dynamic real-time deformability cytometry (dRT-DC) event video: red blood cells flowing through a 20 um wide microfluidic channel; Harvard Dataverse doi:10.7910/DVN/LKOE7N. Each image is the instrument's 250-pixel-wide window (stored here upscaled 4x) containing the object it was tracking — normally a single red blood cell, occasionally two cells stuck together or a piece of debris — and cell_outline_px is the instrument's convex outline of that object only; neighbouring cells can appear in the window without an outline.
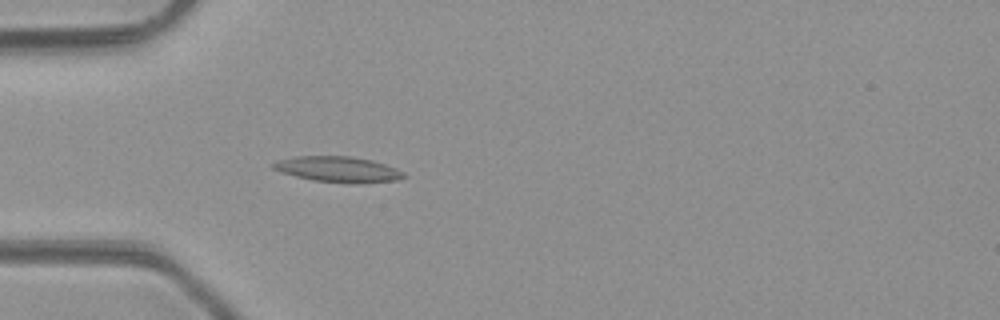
{"species": "common noctule bat (a hibernating species)", "species_latin": "Nyctalus noctula", "temperature_condition": "room temperature", "stored_images_in_passage": 40, "camera_frame_rate_fps": 3000, "um_per_image_px": 0.085, "animal": {"sex": "male", "body_mass_g": 23.1, "forearm_length_mm": 52.7}, "frame": {"image": 1, "passage_image": 6, "time_ms": 1.667, "image_size_px": [1000, 320], "cell_outline_px": [[408, 176], [396, 180], [352, 184], [312, 180], [280, 172], [272, 168], [272, 164], [280, 160], [296, 156], [352, 156], [372, 160], [396, 168], [404, 172]], "centroid_in_image_um": [28.76, 14.4], "position_along_channel_um": 56.2, "area_um2": 19.54}}
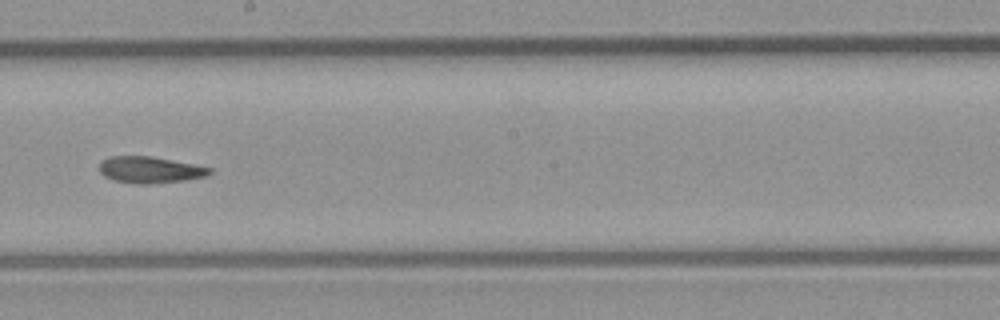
{"frame": {"image": 2, "passage_image": 19, "time_ms": 6.0, "image_size_px": [1000, 320], "cell_outline_px": [[212, 172], [204, 176], [184, 180], [148, 184], [136, 184], [112, 180], [104, 176], [100, 172], [100, 160], [108, 156], [148, 156], [192, 164], [212, 168]], "centroid_in_image_um": [12.68, 14.43], "position_along_channel_um": 235.5, "area_um2": 16.88}}
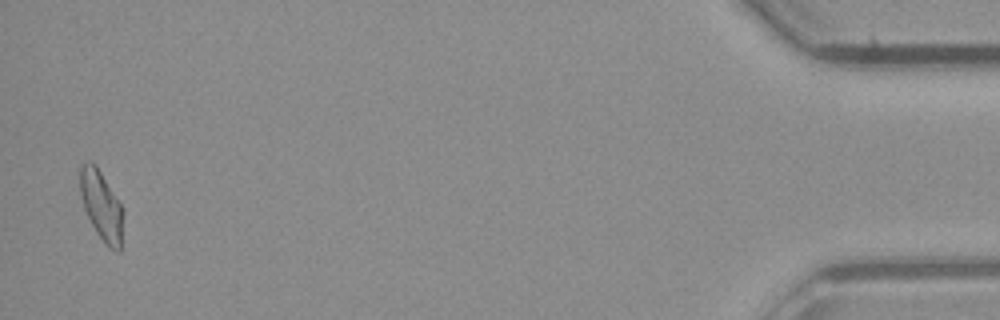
{"frame": {"image": 3, "passage_image": 39, "time_ms": 12.667, "image_size_px": [1000, 320], "cell_outline_px": [[124, 216], [120, 252], [116, 252], [108, 248], [104, 244], [96, 232], [84, 208], [80, 196], [80, 168], [88, 160], [92, 160], [96, 164], [120, 204], [124, 212]], "centroid_in_image_um": [8.63, 17.51], "position_along_channel_um": 426.6, "area_um2": 17.57}, "authors_computed_cell_mechanics": {"area_um2": 17.3978, "velocity_mm_per_s": 4.2601, "shape_relaxation_time_tau1_ms": null, "shape_relaxation_time_tau2_ms": 6.8175, "deformation_change_tau1": null, "deformation_change_tau2": 0.1518}}